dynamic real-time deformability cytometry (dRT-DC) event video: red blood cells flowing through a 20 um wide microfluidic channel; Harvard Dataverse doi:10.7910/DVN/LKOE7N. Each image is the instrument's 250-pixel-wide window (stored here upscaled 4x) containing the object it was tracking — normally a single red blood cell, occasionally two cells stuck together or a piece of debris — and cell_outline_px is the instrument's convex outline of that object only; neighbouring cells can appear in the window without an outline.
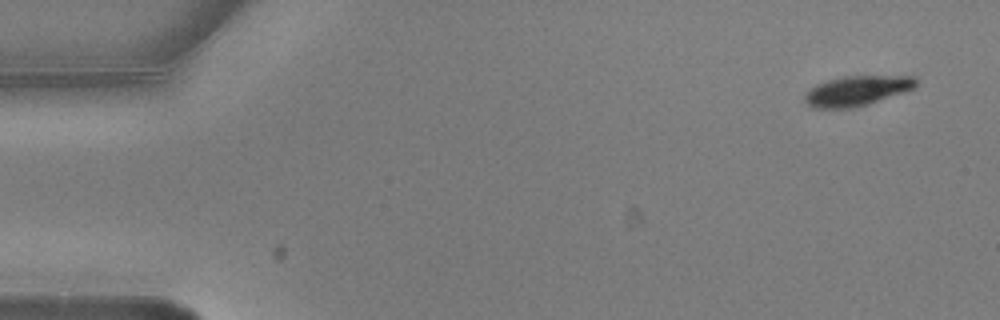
{"species": "common noctule bat (a hibernating species)", "species_latin": "Nyctalus noctula", "temperature_condition": "warm", "stored_images_in_passage": 13, "camera_frame_rate_fps": 3000, "um_per_image_px": 0.085, "animal": {"sex": "male", "body_mass_g": 20.5, "forearm_length_mm": 52.5}, "frame": {"image": 1, "passage_image": 1, "time_ms": 0.0, "image_size_px": [1000, 320], "cell_outline_px": [[916, 88], [868, 104], [852, 108], [812, 108], [804, 100], [804, 92], [816, 84], [828, 80], [844, 76], [916, 76]], "centroid_in_image_um": [72.82, 7.71], "position_along_channel_um": 12.2, "area_um2": 19.48}}
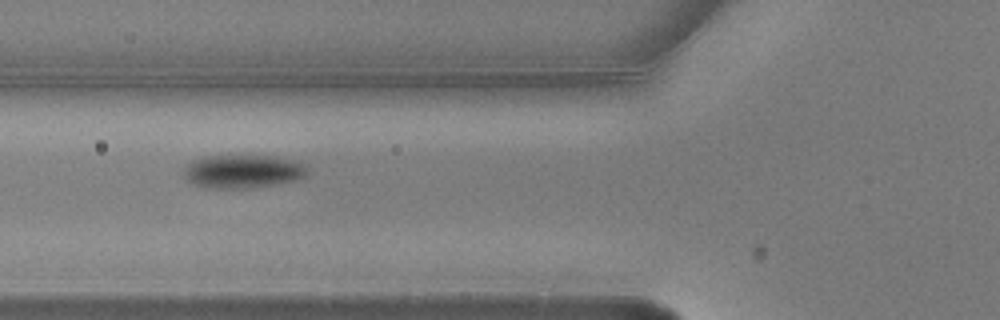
{"frame": {"image": 2, "passage_image": 5, "time_ms": 1.333, "image_size_px": [1000, 320], "cell_outline_px": [[308, 176], [296, 180], [276, 184], [248, 188], [204, 188], [192, 184], [184, 176], [184, 168], [192, 160], [204, 156], [276, 156], [292, 160], [304, 164], [308, 172]], "centroid_in_image_um": [20.63, 14.57], "position_along_channel_um": 105.2, "area_um2": 24.16}}
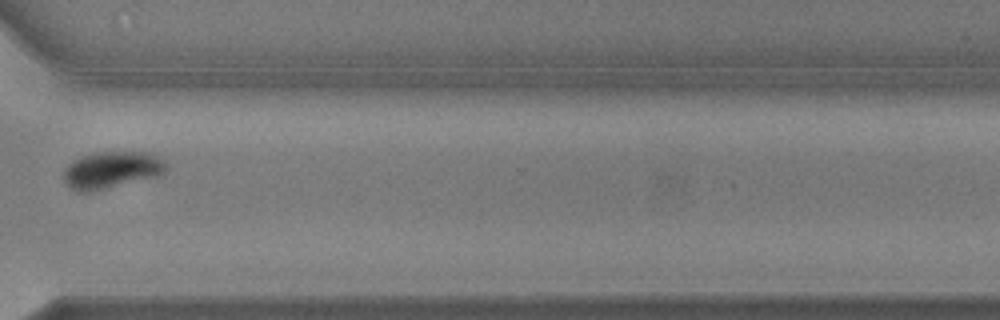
{"frame": {"image": 3, "passage_image": 11, "time_ms": 3.333, "image_size_px": [1000, 320], "cell_outline_px": [[168, 168], [160, 176], [108, 188], [88, 192], [80, 192], [72, 188], [64, 180], [64, 168], [72, 160], [80, 156], [96, 152], [152, 152], [160, 156], [164, 160]], "centroid_in_image_um": [9.53, 14.43], "position_along_channel_um": 361.1, "area_um2": 22.37}}